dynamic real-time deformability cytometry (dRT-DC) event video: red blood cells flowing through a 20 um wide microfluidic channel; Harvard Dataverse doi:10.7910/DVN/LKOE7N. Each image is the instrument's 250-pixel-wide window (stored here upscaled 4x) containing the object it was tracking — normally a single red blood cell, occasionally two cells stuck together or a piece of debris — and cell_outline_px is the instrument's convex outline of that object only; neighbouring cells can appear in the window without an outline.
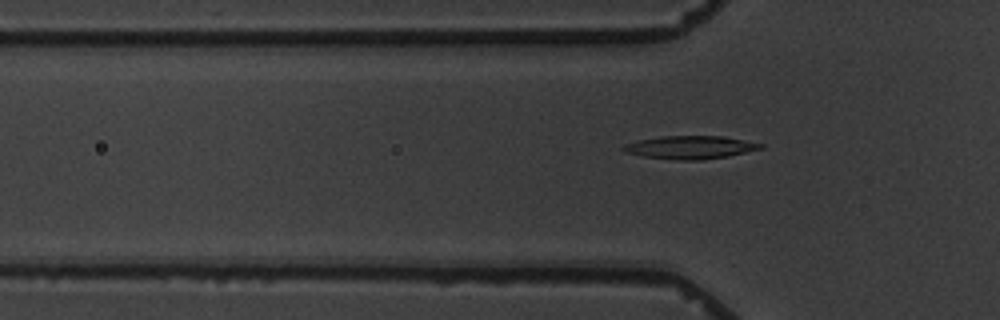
{"species": "common noctule bat (a hibernating species)", "species_latin": "Nyctalus noctula", "temperature_condition": "warm", "stored_images_in_passage": 7, "camera_frame_rate_fps": 3000, "um_per_image_px": 0.085, "animal": {"sex": "male", "body_mass_g": 19.5, "forearm_length_mm": 54.6}, "frame": {"image": 1, "passage_image": 7, "time_ms": 8.0, "image_size_px": [1000, 320], "cell_outline_px": [[764, 148], [728, 156], [700, 160], [680, 160], [644, 156], [624, 152], [620, 148], [624, 144], [636, 140], [660, 136], [724, 136], [764, 144]], "centroid_in_image_um": [58.65, 12.51], "position_along_channel_um": 67.2, "area_um2": 18.5}}